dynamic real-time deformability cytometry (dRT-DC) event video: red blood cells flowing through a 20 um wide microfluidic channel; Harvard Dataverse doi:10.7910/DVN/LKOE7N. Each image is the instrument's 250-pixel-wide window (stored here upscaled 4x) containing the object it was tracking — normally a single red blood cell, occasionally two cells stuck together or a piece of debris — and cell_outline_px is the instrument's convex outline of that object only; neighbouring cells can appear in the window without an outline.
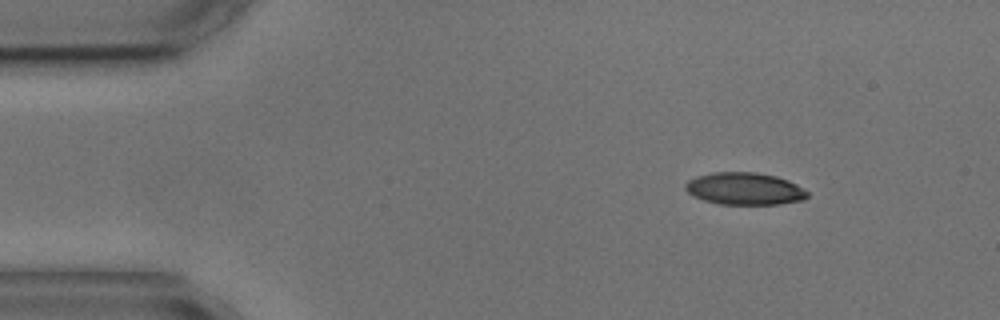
{"species": "common noctule bat (a hibernating species)", "species_latin": "Nyctalus noctula", "temperature_condition": "cold", "stored_images_in_passage": 3, "camera_frame_rate_fps": 3000, "um_per_image_px": 0.085, "animal": {"sex": "male", "body_mass_g": 17.9, "forearm_length_mm": 54.2}, "frame": {"image": 1, "passage_image": 1, "time_ms": 0.0, "image_size_px": [1000, 320], "cell_outline_px": [[808, 196], [804, 200], [780, 204], [720, 204], [704, 200], [692, 196], [684, 188], [684, 184], [688, 180], [696, 176], [712, 172], [756, 172], [776, 176], [788, 180], [796, 184], [808, 192]], "centroid_in_image_um": [63.27, 16.04], "position_along_channel_um": 21.7, "area_um2": 23.06}}